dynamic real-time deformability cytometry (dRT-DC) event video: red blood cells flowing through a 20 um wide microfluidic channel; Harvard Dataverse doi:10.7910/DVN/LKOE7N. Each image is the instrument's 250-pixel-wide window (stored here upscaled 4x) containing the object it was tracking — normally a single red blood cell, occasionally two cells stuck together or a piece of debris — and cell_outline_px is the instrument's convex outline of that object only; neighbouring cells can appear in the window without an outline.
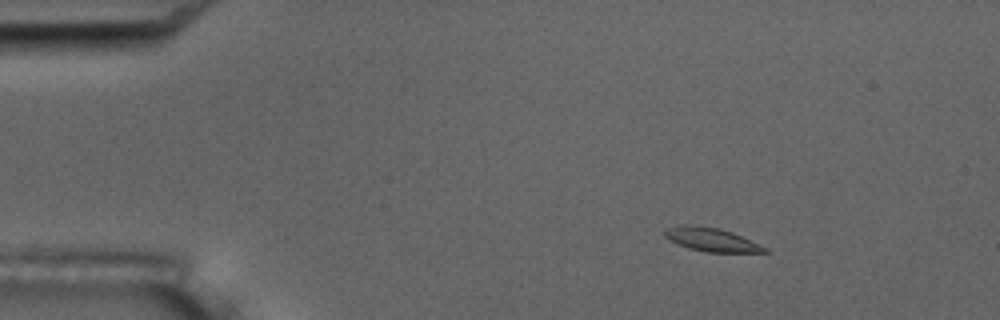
{"species": "common noctule bat (a hibernating species)", "species_latin": "Nyctalus noctula", "temperature_condition": "room temperature", "stored_images_in_passage": 6, "camera_frame_rate_fps": 3000, "um_per_image_px": 0.085, "animal": {"sex": "male", "body_mass_g": 17.5, "forearm_length_mm": 52.3}, "frame": {"image": 1, "passage_image": 2, "time_ms": 1.0, "image_size_px": [1000, 320], "cell_outline_px": [[768, 252], [708, 252], [688, 248], [664, 236], [664, 232], [668, 228], [680, 224], [692, 224], [720, 228], [732, 232], [768, 248]], "centroid_in_image_um": [60.48, 20.35], "position_along_channel_um": 24.5, "area_um2": 13.58}}